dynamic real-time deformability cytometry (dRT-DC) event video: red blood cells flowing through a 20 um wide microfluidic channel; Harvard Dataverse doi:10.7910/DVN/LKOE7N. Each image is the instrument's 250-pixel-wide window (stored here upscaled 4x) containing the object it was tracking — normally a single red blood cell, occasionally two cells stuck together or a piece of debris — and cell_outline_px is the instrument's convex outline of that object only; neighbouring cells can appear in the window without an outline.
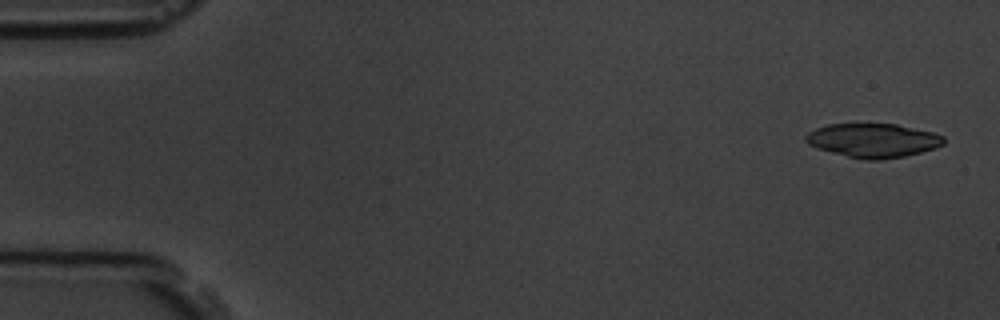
{"species": "common noctule bat (a hibernating species)", "species_latin": "Nyctalus noctula", "temperature_condition": "room temperature", "stored_images_in_passage": 6, "camera_frame_rate_fps": 3000, "um_per_image_px": 0.085, "animal": {"sex": "male", "body_mass_g": 19.5, "forearm_length_mm": 54.6}, "frame": {"image": 1, "passage_image": 1, "time_ms": 0.0, "image_size_px": [1000, 320], "cell_outline_px": [[944, 144], [936, 148], [904, 156], [876, 160], [868, 160], [848, 156], [816, 148], [808, 144], [804, 140], [804, 136], [808, 132], [816, 128], [828, 124], [896, 124], [932, 132], [944, 136]], "centroid_in_image_um": [74.19, 11.93], "position_along_channel_um": 10.8, "area_um2": 27.17}}